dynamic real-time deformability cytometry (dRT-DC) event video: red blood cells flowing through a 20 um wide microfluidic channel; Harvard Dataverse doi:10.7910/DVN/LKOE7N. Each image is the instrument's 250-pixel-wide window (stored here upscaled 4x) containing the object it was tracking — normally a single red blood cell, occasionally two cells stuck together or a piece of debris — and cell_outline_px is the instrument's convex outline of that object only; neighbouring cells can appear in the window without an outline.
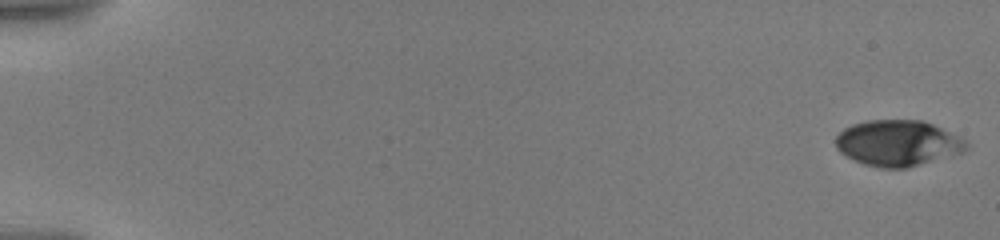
{"species": "human", "species_latin": "Homo sapiens", "temperature_condition": "warm", "stored_images_in_passage": 65, "camera_frame_rate_fps": 3000, "um_per_image_px": 0.085, "donor": {"sex": "male"}, "frame": {"image": 1, "passage_image": 1, "time_ms": 0.0, "image_size_px": [1000, 240], "cell_outline_px": [[968, 148], [964, 152], [904, 168], [880, 168], [864, 164], [840, 152], [836, 148], [836, 136], [844, 128], [852, 124], [868, 120], [920, 120], [932, 124], [964, 140], [968, 144]], "centroid_in_image_um": [76.28, 12.16], "position_along_channel_um": 8.7, "area_um2": 34.45}}
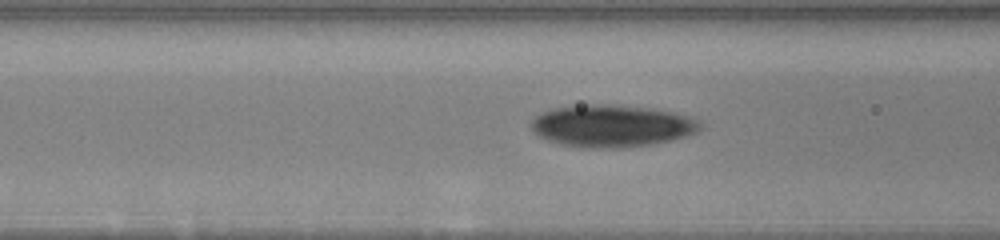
{"frame": {"image": 2, "passage_image": 26, "time_ms": 8.0, "image_size_px": [1000, 240], "cell_outline_px": [[700, 128], [696, 132], [684, 136], [652, 144], [620, 148], [584, 148], [564, 144], [548, 140], [540, 136], [532, 128], [532, 120], [540, 112], [552, 108], [588, 104], [616, 104], [652, 108], [676, 112], [688, 116], [696, 120], [700, 124]], "centroid_in_image_um": [51.99, 10.68], "position_along_channel_um": 114.6, "area_um2": 41.38}}
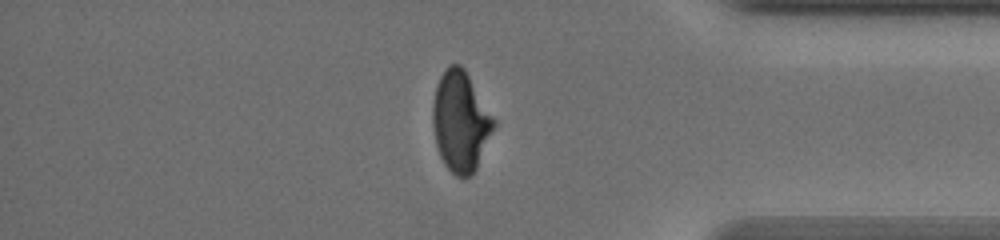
{"frame": {"image": 3, "passage_image": 57, "time_ms": 16.333, "image_size_px": [1000, 240], "cell_outline_px": [[496, 124], [476, 168], [472, 176], [456, 176], [444, 164], [440, 156], [436, 144], [432, 124], [432, 104], [436, 84], [440, 76], [448, 64], [460, 64], [464, 68], [496, 120]], "centroid_in_image_um": [39.13, 10.3], "position_along_channel_um": 396.1, "area_um2": 35.72}, "authors_computed_cell_mechanics": {"area_um2": 37.281, "velocity_mm_per_s": 3.5711, "shape_relaxation_time_tau1_ms": 3.3402, "shape_relaxation_time_tau2_ms": 2.2436, "deformation_change_tau1": 0.141, "deformation_change_tau2": 0.0627}}